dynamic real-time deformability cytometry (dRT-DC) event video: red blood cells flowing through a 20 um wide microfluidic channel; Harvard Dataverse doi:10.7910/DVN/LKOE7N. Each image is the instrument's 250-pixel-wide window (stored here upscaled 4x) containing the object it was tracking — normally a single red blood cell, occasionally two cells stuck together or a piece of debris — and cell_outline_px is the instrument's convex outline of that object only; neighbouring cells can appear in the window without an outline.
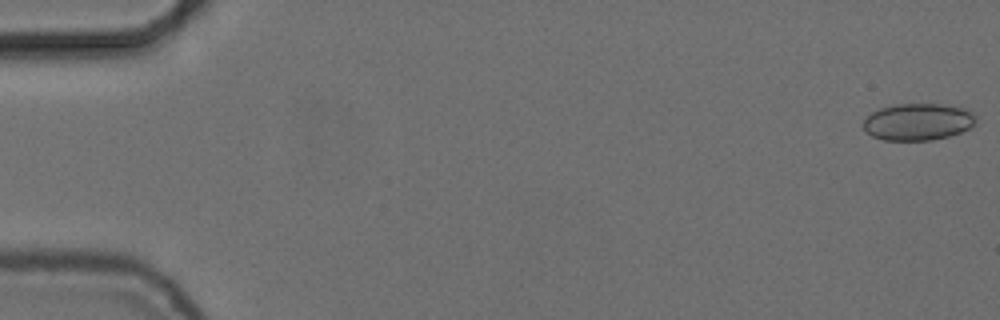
{"species": "common noctule bat (a hibernating species)", "species_latin": "Nyctalus noctula", "temperature_condition": "cold", "stored_images_in_passage": 10, "camera_frame_rate_fps": 3000, "um_per_image_px": 0.085, "animal": {"sex": "female", "body_mass_g": 24.6, "forearm_length_mm": 56.2}, "frame": {"image": 1, "passage_image": 1, "time_ms": 0.0, "image_size_px": [1000, 320], "cell_outline_px": [[976, 124], [960, 132], [948, 136], [932, 140], [884, 140], [872, 136], [860, 124], [872, 112], [880, 108], [896, 104], [944, 104], [968, 108], [976, 116]], "centroid_in_image_um": [78.05, 10.34], "position_along_channel_um": 7.0, "area_um2": 24.39}}